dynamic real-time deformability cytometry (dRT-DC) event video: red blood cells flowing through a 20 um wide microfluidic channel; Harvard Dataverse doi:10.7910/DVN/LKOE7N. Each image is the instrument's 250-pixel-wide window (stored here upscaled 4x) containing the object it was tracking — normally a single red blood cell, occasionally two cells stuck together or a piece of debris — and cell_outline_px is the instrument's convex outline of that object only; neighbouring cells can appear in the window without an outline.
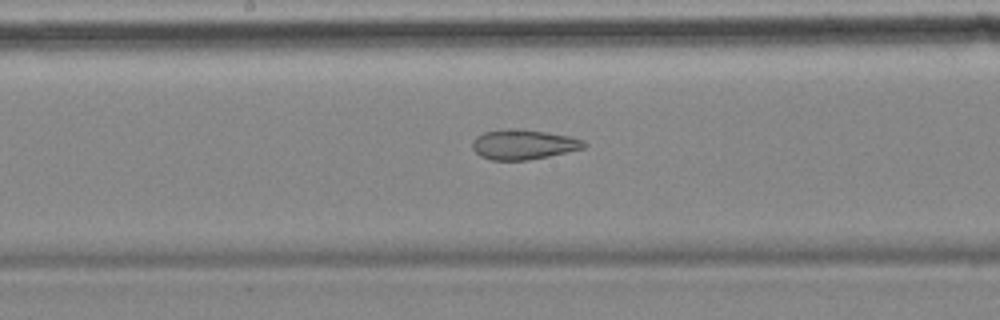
{"species": "common noctule bat (a hibernating species)", "species_latin": "Nyctalus noctula", "temperature_condition": "cold", "stored_images_in_passage": 23, "camera_frame_rate_fps": 3000, "um_per_image_px": 0.085, "animal": {"sex": "female", "body_mass_g": 18.4}, "frame": {"image": 1, "passage_image": 17, "time_ms": 5.333, "image_size_px": [1000, 320], "cell_outline_px": [[588, 144], [584, 148], [548, 156], [528, 160], [492, 160], [480, 156], [472, 148], [472, 140], [476, 136], [484, 132], [520, 128], [568, 136], [584, 140]], "centroid_in_image_um": [44.48, 12.28], "position_along_channel_um": 203.7, "area_um2": 19.31}}
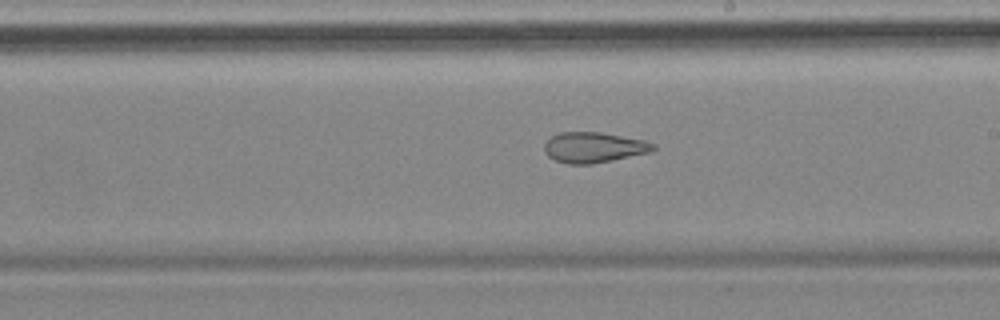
{"frame": {"image": 2, "passage_image": 20, "time_ms": 6.333, "image_size_px": [1000, 320], "cell_outline_px": [[656, 148], [652, 152], [592, 164], [568, 164], [556, 160], [548, 156], [544, 152], [544, 144], [552, 136], [560, 132], [600, 132], [644, 140], [656, 144]], "centroid_in_image_um": [50.49, 12.53], "position_along_channel_um": 238.5, "area_um2": 19.36}}